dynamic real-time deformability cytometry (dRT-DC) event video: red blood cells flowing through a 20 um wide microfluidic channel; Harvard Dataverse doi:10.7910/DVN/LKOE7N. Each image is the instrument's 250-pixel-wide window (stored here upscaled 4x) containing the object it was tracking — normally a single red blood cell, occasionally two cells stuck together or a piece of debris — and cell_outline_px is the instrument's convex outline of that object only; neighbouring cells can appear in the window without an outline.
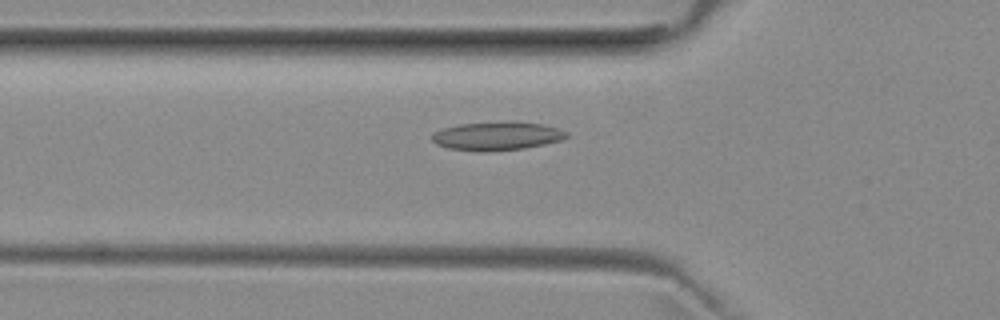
{"species": "common noctule bat (a hibernating species)", "species_latin": "Nyctalus noctula", "temperature_condition": "room temperature", "stored_images_in_passage": 52, "camera_frame_rate_fps": 3000, "um_per_image_px": 0.085, "animal": {"sex": "female", "body_mass_g": 29.2, "forearm_length_mm": 56.3}, "frame": {"image": 1, "passage_image": 18, "time_ms": 5.667, "image_size_px": [1000, 320], "cell_outline_px": [[568, 136], [564, 140], [524, 148], [488, 152], [480, 152], [448, 148], [436, 144], [432, 140], [432, 132], [444, 128], [460, 124], [500, 120], [508, 120], [540, 124], [560, 128], [568, 132]], "centroid_in_image_um": [42.26, 11.55], "position_along_channel_um": 83.5, "area_um2": 22.89}}
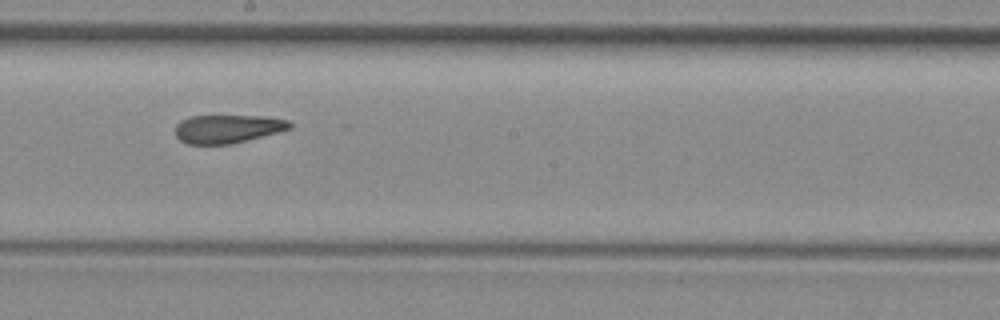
{"frame": {"image": 2, "passage_image": 29, "time_ms": 9.333, "image_size_px": [1000, 320], "cell_outline_px": [[292, 128], [228, 144], [188, 144], [180, 140], [176, 136], [176, 124], [180, 120], [192, 116], [264, 116], [288, 120], [292, 124]], "centroid_in_image_um": [19.31, 10.94], "position_along_channel_um": 228.9, "area_um2": 18.61}}
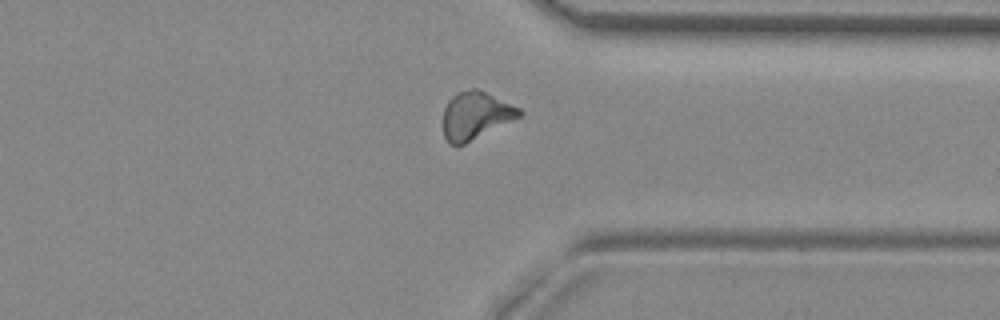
{"frame": {"image": 3, "passage_image": 40, "time_ms": 13.0, "image_size_px": [1000, 320], "cell_outline_px": [[524, 112], [520, 116], [464, 144], [448, 144], [444, 136], [444, 108], [448, 100], [456, 92], [472, 88], [480, 88], [520, 108]], "centroid_in_image_um": [40.42, 9.77], "position_along_channel_um": 371.0, "area_um2": 21.04}, "authors_computed_cell_mechanics": {"area_um2": 20.6057, "velocity_mm_per_s": 3.9512, "shape_relaxation_time_tau1_ms": null, "shape_relaxation_time_tau2_ms": 2.2119, "deformation_change_tau1": null, "deformation_change_tau2": 0.1132}}